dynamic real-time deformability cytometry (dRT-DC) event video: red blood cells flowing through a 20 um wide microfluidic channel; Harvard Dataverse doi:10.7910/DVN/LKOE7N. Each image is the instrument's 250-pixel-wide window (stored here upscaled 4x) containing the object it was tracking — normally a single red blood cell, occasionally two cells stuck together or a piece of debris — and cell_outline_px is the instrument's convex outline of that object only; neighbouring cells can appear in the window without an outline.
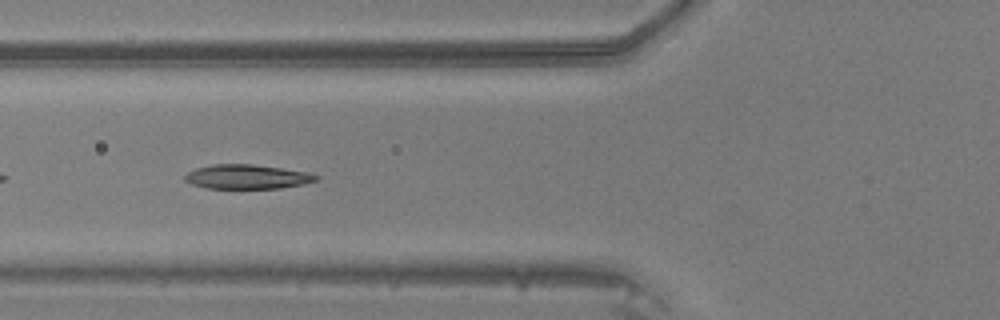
{"species": "common noctule bat (a hibernating species)", "species_latin": "Nyctalus noctula", "temperature_condition": "warm", "stored_images_in_passage": 13, "camera_frame_rate_fps": 3000, "um_per_image_px": 0.085, "animal": {"sex": "male", "body_mass_g": 20.5, "forearm_length_mm": 52.5}, "frame": {"image": 1, "passage_image": 4, "time_ms": 1.0, "image_size_px": [1000, 320], "cell_outline_px": [[320, 176], [316, 180], [304, 184], [280, 188], [208, 188], [192, 184], [184, 180], [184, 176], [188, 172], [196, 168], [212, 164], [252, 164], [308, 172]], "centroid_in_image_um": [20.99, 15.02], "position_along_channel_um": 104.8, "area_um2": 18.5}}
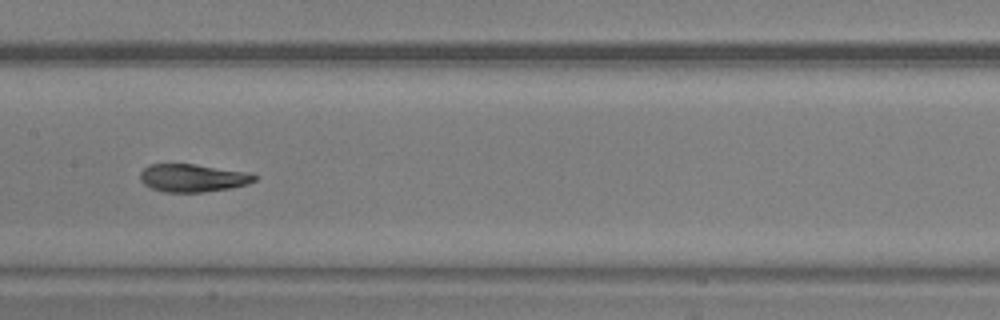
{"frame": {"image": 2, "passage_image": 10, "time_ms": 3.0, "image_size_px": [1000, 320], "cell_outline_px": [[260, 176], [256, 180], [248, 184], [228, 188], [204, 192], [164, 192], [152, 188], [144, 184], [140, 180], [140, 172], [148, 164], [196, 164], [248, 172]], "centroid_in_image_um": [16.4, 15.12], "position_along_channel_um": 191.0, "area_um2": 18.67}}